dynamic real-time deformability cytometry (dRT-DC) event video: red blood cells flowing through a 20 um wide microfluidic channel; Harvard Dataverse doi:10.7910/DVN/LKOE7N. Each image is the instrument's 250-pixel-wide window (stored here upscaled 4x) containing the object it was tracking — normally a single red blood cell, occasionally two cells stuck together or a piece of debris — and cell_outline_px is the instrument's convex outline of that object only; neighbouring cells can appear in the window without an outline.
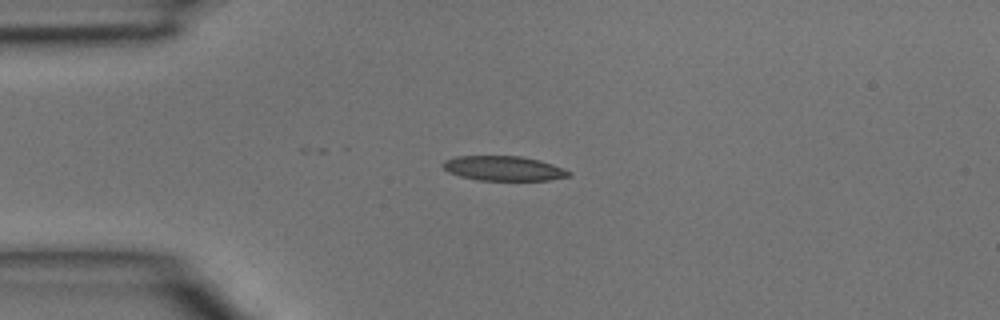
{"species": "common noctule bat (a hibernating species)", "species_latin": "Nyctalus noctula", "temperature_condition": "room temperature", "stored_images_in_passage": 3, "camera_frame_rate_fps": 3000, "um_per_image_px": 0.085, "animal": {"sex": "male", "body_mass_g": 15.6}, "frame": {"image": 1, "passage_image": 2, "time_ms": 0.333, "image_size_px": [1000, 320], "cell_outline_px": [[572, 176], [548, 180], [480, 180], [460, 176], [448, 172], [440, 164], [444, 160], [456, 156], [520, 156], [540, 160], [564, 168], [572, 172]], "centroid_in_image_um": [42.82, 14.31], "position_along_channel_um": 42.2, "area_um2": 18.21}}